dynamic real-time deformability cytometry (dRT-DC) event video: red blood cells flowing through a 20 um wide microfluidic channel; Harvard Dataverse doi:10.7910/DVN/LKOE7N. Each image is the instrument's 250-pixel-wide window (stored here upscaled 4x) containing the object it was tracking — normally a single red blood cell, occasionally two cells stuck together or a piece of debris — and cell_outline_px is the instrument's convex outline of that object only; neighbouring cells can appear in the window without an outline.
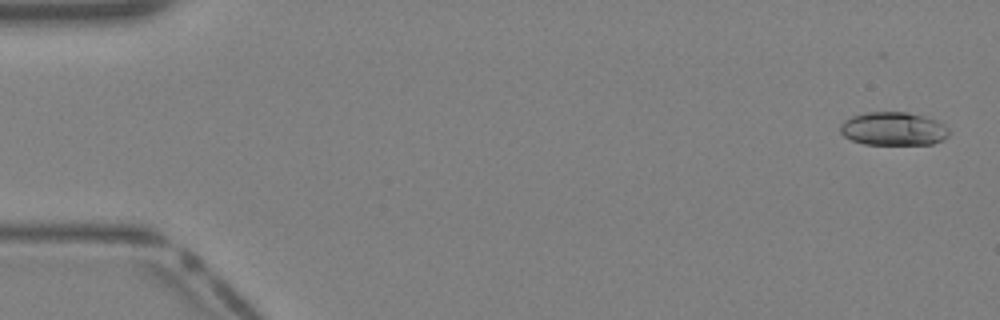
{"species": "Egyptian fruit bat (a non-hibernating species)", "species_latin": "Rousettus aegyptiacus", "temperature_condition": "warm", "stored_images_in_passage": 39, "camera_frame_rate_fps": 3000, "um_per_image_px": 0.085, "animal": {"sex": "female"}, "frame": {"image": 1, "passage_image": 1, "time_ms": 0.0, "image_size_px": [1000, 320], "cell_outline_px": [[948, 136], [944, 140], [932, 144], [864, 144], [852, 140], [844, 136], [840, 132], [840, 124], [844, 120], [852, 116], [868, 112], [908, 112], [924, 116], [936, 120], [944, 124], [948, 128]], "centroid_in_image_um": [75.94, 10.94], "position_along_channel_um": 9.1, "area_um2": 21.21}}
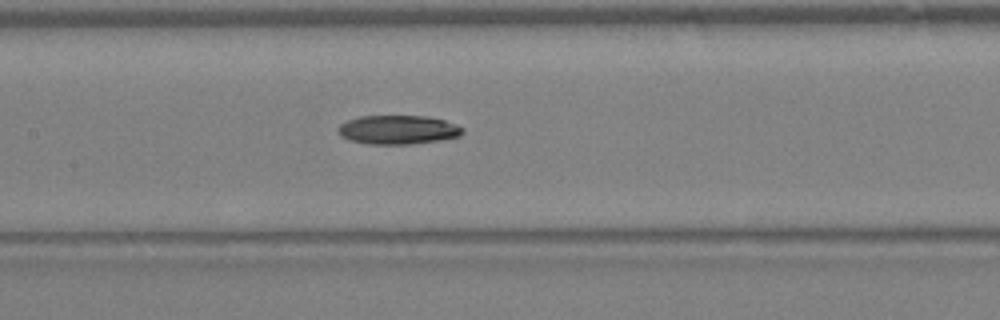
{"frame": {"image": 2, "passage_image": 19, "time_ms": 6.0, "image_size_px": [1000, 320], "cell_outline_px": [[464, 132], [460, 136], [440, 140], [412, 144], [368, 144], [348, 140], [340, 136], [336, 128], [340, 124], [348, 120], [360, 116], [428, 116], [444, 120], [456, 124], [464, 128]], "centroid_in_image_um": [33.82, 11.03], "position_along_channel_um": 173.6, "area_um2": 21.21}}
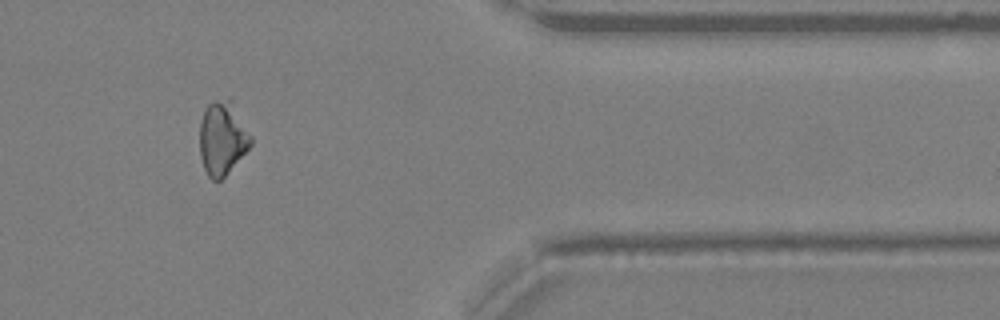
{"frame": {"image": 3, "passage_image": 33, "time_ms": 10.667, "image_size_px": [1000, 320], "cell_outline_px": [[252, 144], [224, 176], [220, 180], [212, 180], [208, 176], [204, 168], [200, 156], [200, 120], [208, 104], [212, 100], [232, 100], [252, 136]], "centroid_in_image_um": [18.9, 11.73], "position_along_channel_um": 392.5, "area_um2": 21.79}}